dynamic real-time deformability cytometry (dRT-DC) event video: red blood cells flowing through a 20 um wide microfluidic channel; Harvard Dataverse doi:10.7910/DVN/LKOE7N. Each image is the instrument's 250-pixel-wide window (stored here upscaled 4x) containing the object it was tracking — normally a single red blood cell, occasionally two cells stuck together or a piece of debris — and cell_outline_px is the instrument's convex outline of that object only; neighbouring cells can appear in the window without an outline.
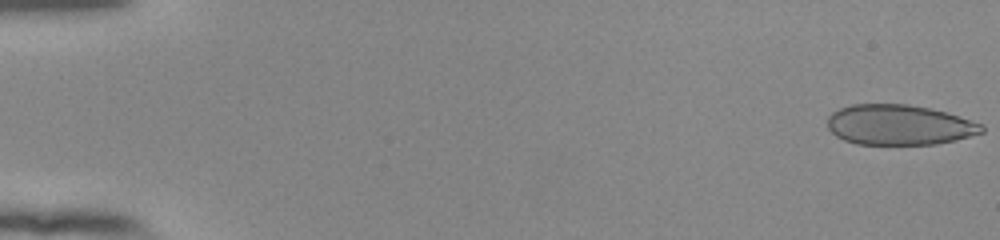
{"species": "human", "species_latin": "Homo sapiens", "temperature_condition": "room temperature", "stored_images_in_passage": 53, "camera_frame_rate_fps": 3000, "um_per_image_px": 0.085, "donor": {"sex": "female"}, "frame": {"image": 1, "passage_image": 1, "time_ms": 0.0, "image_size_px": [1000, 240], "cell_outline_px": [[984, 132], [956, 140], [936, 144], [856, 144], [844, 140], [836, 136], [828, 128], [828, 116], [832, 112], [840, 108], [852, 104], [904, 104], [928, 108], [944, 112], [984, 124]], "centroid_in_image_um": [76.42, 10.62], "position_along_channel_um": 8.6, "area_um2": 36.07}}
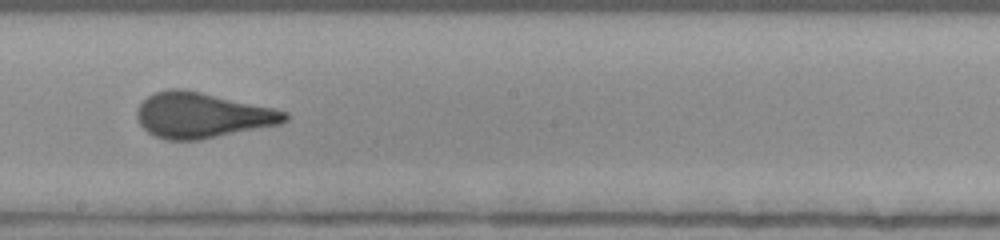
{"frame": {"image": 2, "passage_image": 31, "time_ms": 10.0, "image_size_px": [1000, 240], "cell_outline_px": [[288, 120], [280, 124], [200, 140], [168, 140], [156, 136], [148, 132], [140, 124], [136, 116], [136, 108], [148, 96], [156, 92], [168, 88], [184, 88], [276, 108], [288, 112]], "centroid_in_image_um": [17.19, 9.78], "position_along_channel_um": 231.0, "area_um2": 39.36}}
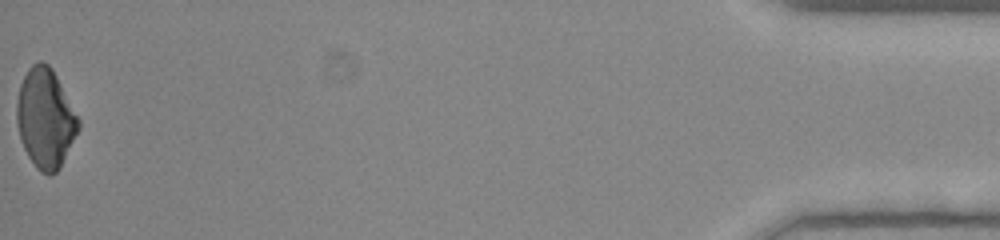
{"frame": {"image": 3, "passage_image": 53, "time_ms": 17.333, "image_size_px": [1000, 240], "cell_outline_px": [[80, 128], [60, 168], [52, 176], [48, 176], [40, 172], [36, 168], [28, 156], [20, 140], [16, 120], [16, 104], [20, 84], [28, 68], [32, 64], [40, 60], [48, 64], [52, 68], [80, 120]], "centroid_in_image_um": [3.85, 10.08], "position_along_channel_um": 431.3, "area_um2": 35.95}, "authors_computed_cell_mechanics": {"area_um2": 38.148, "velocity_mm_per_s": 3.9647, "shape_relaxation_time_tau1_ms": 10.6621, "shape_relaxation_time_tau2_ms": null, "deformation_change_tau1": 0.23, "deformation_change_tau2": null}}